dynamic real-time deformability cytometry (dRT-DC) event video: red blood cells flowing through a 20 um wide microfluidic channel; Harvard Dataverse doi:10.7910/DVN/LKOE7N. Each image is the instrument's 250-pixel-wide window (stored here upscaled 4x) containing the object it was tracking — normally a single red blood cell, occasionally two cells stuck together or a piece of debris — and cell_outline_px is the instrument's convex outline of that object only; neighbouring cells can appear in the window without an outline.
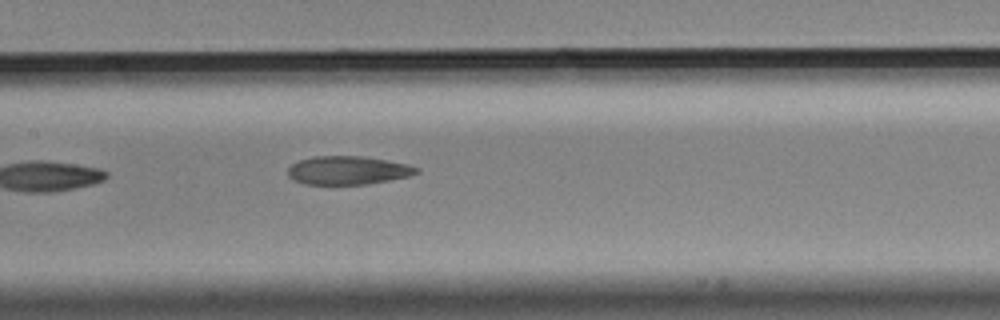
{"species": "Egyptian fruit bat (a non-hibernating species)", "species_latin": "Rousettus aegyptiacus", "temperature_condition": "cold", "stored_images_in_passage": 7, "camera_frame_rate_fps": 3000, "um_per_image_px": 0.085, "animal": {"sex": "male"}, "frame": {"image": 1, "passage_image": 7, "time_ms": 2.0, "image_size_px": [1000, 320], "cell_outline_px": [[420, 172], [408, 176], [368, 184], [304, 184], [292, 180], [288, 176], [288, 168], [292, 164], [300, 160], [312, 156], [364, 156], [408, 164], [420, 168]], "centroid_in_image_um": [29.56, 14.47], "position_along_channel_um": 177.8, "area_um2": 21.39}}